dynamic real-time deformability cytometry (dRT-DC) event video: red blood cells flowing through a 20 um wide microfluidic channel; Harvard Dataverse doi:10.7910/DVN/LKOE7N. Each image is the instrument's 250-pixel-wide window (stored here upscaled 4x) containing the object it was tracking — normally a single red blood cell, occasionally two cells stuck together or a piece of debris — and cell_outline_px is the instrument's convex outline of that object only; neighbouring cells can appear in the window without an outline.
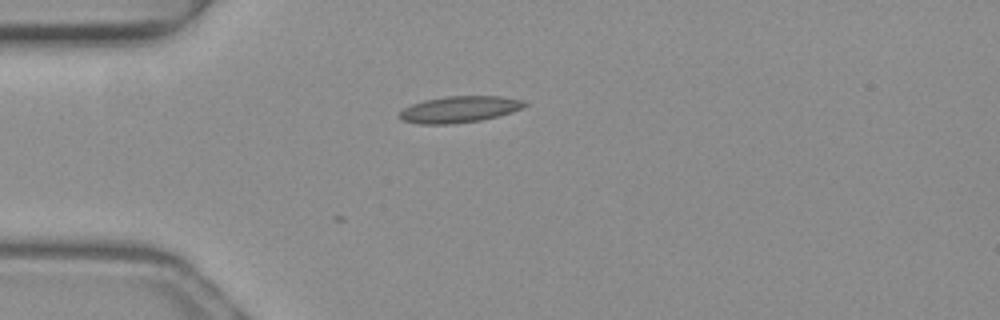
{"species": "common noctule bat (a hibernating species)", "species_latin": "Nyctalus noctula", "temperature_condition": "warm", "stored_images_in_passage": 2, "camera_frame_rate_fps": 3000, "um_per_image_px": 0.085, "animal": {"sex": "female", "body_mass_g": 19.3, "forearm_length_mm": 54.1}, "frame": {"image": 1, "passage_image": 2, "time_ms": 0.333, "image_size_px": [1000, 320], "cell_outline_px": [[528, 104], [512, 112], [480, 120], [452, 124], [420, 124], [404, 120], [400, 116], [400, 112], [404, 108], [412, 104], [424, 100], [448, 96], [500, 96], [524, 100]], "centroid_in_image_um": [39.06, 9.29], "position_along_channel_um": 45.9, "area_um2": 19.02}}